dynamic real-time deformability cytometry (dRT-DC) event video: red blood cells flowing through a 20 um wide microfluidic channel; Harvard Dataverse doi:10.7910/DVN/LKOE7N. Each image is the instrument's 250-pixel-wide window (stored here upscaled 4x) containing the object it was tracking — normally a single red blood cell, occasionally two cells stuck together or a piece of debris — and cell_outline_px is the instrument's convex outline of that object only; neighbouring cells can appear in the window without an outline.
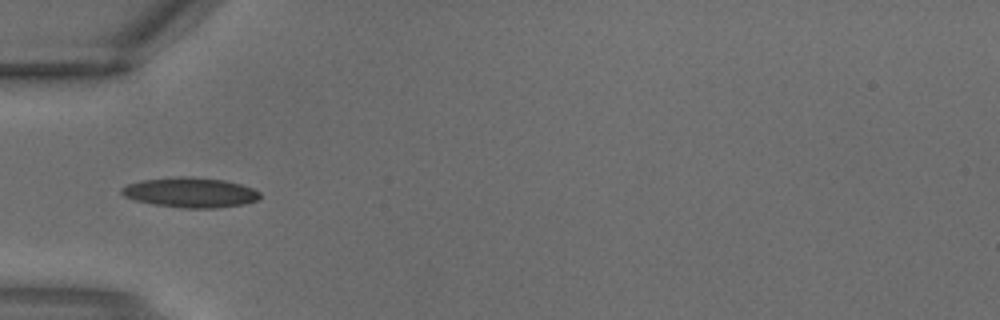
{"species": "common noctule bat (a hibernating species)", "species_latin": "Nyctalus noctula", "temperature_condition": "warm", "stored_images_in_passage": 2, "camera_frame_rate_fps": 3000, "um_per_image_px": 0.085, "animal": {"sex": "male", "body_mass_g": 18.8}, "frame": {"image": 1, "passage_image": 2, "time_ms": 0.333, "image_size_px": [1000, 320], "cell_outline_px": [[260, 196], [256, 200], [244, 204], [216, 208], [184, 208], [152, 204], [136, 200], [124, 196], [120, 192], [120, 188], [128, 184], [140, 180], [176, 176], [192, 176], [224, 180], [240, 184], [252, 188], [260, 192]], "centroid_in_image_um": [16.15, 16.35], "position_along_channel_um": 68.8, "area_um2": 24.28}}